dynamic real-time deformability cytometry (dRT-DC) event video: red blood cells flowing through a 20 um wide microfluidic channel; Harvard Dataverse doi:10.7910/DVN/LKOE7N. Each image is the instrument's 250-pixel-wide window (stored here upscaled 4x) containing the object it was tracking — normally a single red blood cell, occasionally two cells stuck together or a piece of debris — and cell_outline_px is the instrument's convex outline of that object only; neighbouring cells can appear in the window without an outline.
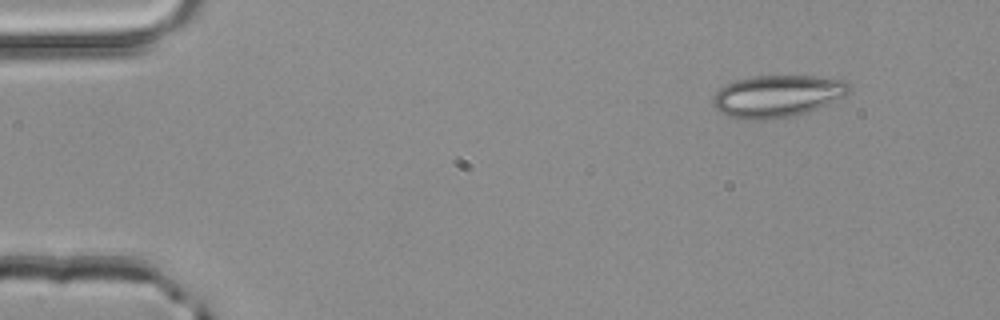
{"species": "common noctule bat (a hibernating species)", "species_latin": "Nyctalus noctula", "temperature_condition": "room temperature", "stored_images_in_passage": 3, "camera_frame_rate_fps": 3000, "um_per_image_px": 0.085, "animal": {"sex": "male", "body_mass_g": 20.4}, "frame": {"image": 1, "passage_image": 1, "time_ms": 0.0, "image_size_px": [1000, 320], "cell_outline_px": [[852, 92], [844, 96], [808, 112], [792, 116], [768, 120], [740, 120], [728, 116], [720, 112], [712, 104], [712, 100], [716, 92], [720, 88], [736, 80], [752, 76], [816, 76], [848, 80], [852, 84]], "centroid_in_image_um": [66.1, 8.17], "position_along_channel_um": 18.9, "area_um2": 33.81}}